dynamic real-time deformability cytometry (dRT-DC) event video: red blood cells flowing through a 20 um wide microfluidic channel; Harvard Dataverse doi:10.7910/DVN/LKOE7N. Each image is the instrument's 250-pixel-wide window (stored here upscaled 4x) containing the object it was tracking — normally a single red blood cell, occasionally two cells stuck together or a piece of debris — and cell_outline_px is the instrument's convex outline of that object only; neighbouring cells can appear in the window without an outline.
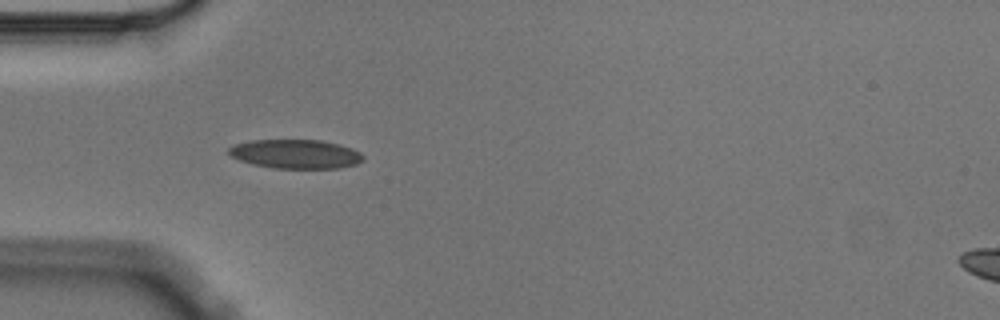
{"species": "Egyptian fruit bat (a non-hibernating species)", "species_latin": "Rousettus aegyptiacus", "temperature_condition": "cold", "stored_images_in_passage": 5, "camera_frame_rate_fps": 3000, "um_per_image_px": 0.085, "animal": {"sex": "male"}, "frame": {"image": 1, "passage_image": 4, "time_ms": 1.0, "image_size_px": [1000, 320], "cell_outline_px": [[364, 160], [356, 164], [340, 168], [276, 168], [252, 164], [240, 160], [232, 156], [228, 152], [228, 148], [236, 144], [252, 140], [320, 140], [352, 148], [360, 152], [364, 156]], "centroid_in_image_um": [25.15, 13.09], "position_along_channel_um": 59.9, "area_um2": 22.6}}
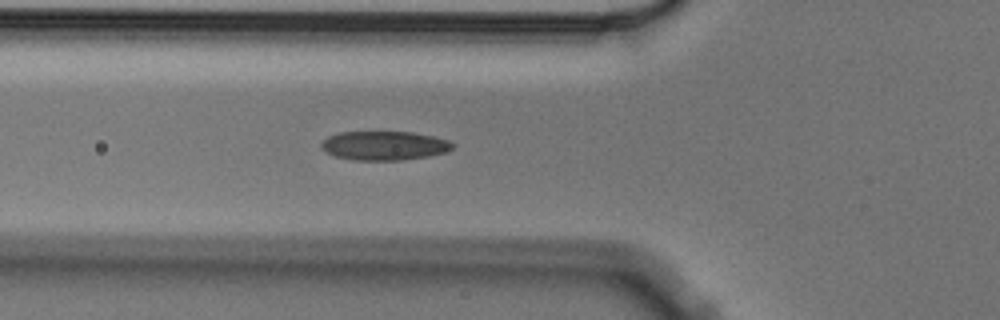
{"frame": {"image": 2, "passage_image": 5, "time_ms": 1.333, "image_size_px": [1000, 320], "cell_outline_px": [[456, 144], [452, 148], [444, 152], [428, 156], [400, 160], [352, 160], [332, 156], [324, 152], [320, 148], [320, 144], [328, 136], [340, 132], [412, 132], [432, 136], [448, 140]], "centroid_in_image_um": [32.6, 12.38], "position_along_channel_um": 93.2, "area_um2": 22.31}}